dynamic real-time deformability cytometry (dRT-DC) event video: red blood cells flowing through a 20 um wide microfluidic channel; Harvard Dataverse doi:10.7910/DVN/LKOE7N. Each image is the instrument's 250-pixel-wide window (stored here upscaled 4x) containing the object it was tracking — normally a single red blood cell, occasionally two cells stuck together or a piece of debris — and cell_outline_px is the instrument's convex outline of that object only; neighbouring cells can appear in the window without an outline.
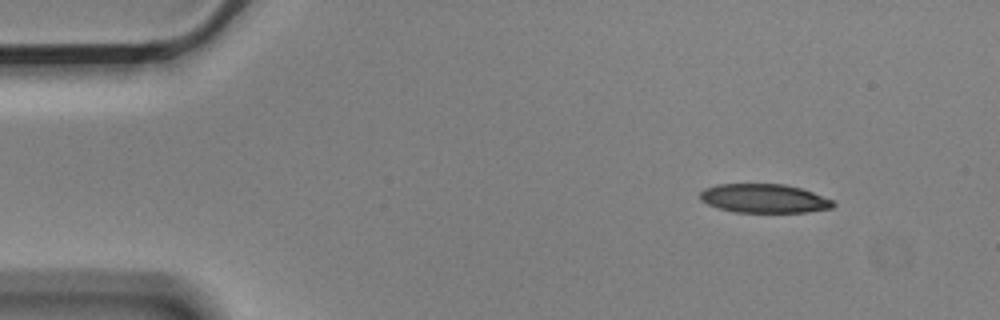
{"species": "Egyptian fruit bat (a non-hibernating species)", "species_latin": "Rousettus aegyptiacus", "temperature_condition": "cold", "stored_images_in_passage": 6, "segment_of_instrument_passage": [2, 2], "camera_frame_rate_fps": 3000, "um_per_image_px": 0.085, "animal": {"sex": "male"}, "frame": {"image": 1, "passage_image": 6, "time_ms": 1.667, "image_size_px": [1000, 320], "cell_outline_px": [[836, 204], [832, 208], [808, 212], [736, 212], [716, 208], [700, 200], [700, 192], [704, 188], [716, 184], [784, 184], [800, 188], [812, 192], [832, 200]], "centroid_in_image_um": [64.92, 16.87], "position_along_channel_um": 20.1, "area_um2": 22.43}}